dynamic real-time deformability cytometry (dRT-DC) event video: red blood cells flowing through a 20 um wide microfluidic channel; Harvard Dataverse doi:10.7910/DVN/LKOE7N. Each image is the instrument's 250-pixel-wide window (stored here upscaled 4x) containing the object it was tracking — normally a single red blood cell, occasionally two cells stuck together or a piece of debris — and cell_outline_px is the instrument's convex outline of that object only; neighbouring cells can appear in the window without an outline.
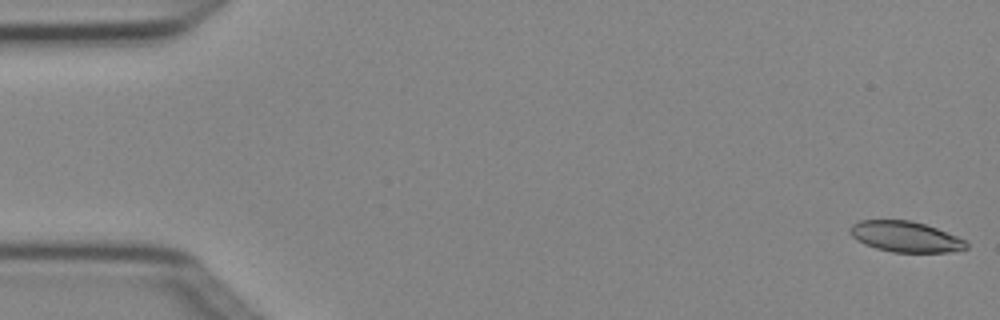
{"species": "Egyptian fruit bat (a non-hibernating species)", "species_latin": "Rousettus aegyptiacus", "temperature_condition": "cold", "stored_images_in_passage": 5, "segment_of_instrument_passage": [1, 2], "camera_frame_rate_fps": 3000, "um_per_image_px": 0.085, "animal": {"sex": "female"}, "frame": {"image": 1, "passage_image": 1, "time_ms": 0.0, "image_size_px": [1000, 320], "cell_outline_px": [[968, 248], [948, 252], [892, 252], [876, 248], [864, 244], [856, 240], [848, 232], [848, 228], [852, 224], [860, 220], [912, 220], [936, 228], [956, 236], [964, 240], [968, 244]], "centroid_in_image_um": [76.91, 20.11], "position_along_channel_um": 8.1, "area_um2": 20.81}}